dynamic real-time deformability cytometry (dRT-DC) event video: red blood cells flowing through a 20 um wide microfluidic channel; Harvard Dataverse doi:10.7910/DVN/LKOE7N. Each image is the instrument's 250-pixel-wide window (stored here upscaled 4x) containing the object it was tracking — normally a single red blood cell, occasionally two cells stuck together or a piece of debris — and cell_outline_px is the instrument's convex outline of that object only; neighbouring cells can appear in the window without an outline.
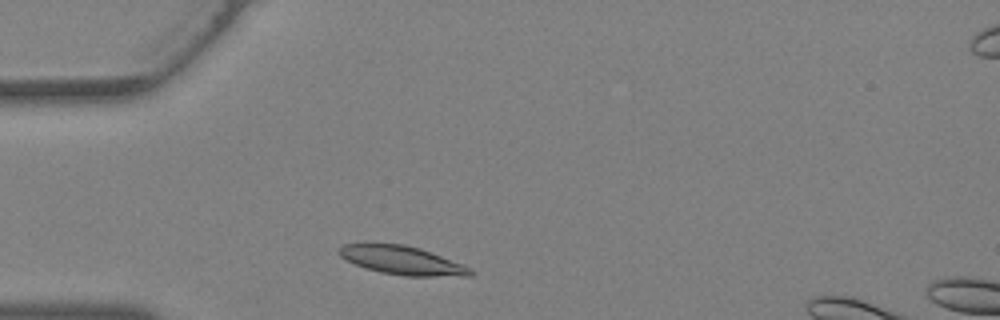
{"species": "Egyptian fruit bat (a non-hibernating species)", "species_latin": "Rousettus aegyptiacus", "temperature_condition": "warm", "stored_images_in_passage": 22, "camera_frame_rate_fps": 3000, "um_per_image_px": 0.085, "animal": {"sex": "female"}, "frame": {"image": 1, "passage_image": 2, "time_ms": 0.333, "image_size_px": [1000, 320], "cell_outline_px": [[476, 272], [472, 276], [404, 276], [380, 272], [356, 264], [340, 256], [336, 252], [344, 244], [404, 244], [420, 248], [472, 268]], "centroid_in_image_um": [34.23, 22.14], "position_along_channel_um": 50.8, "area_um2": 21.62}}
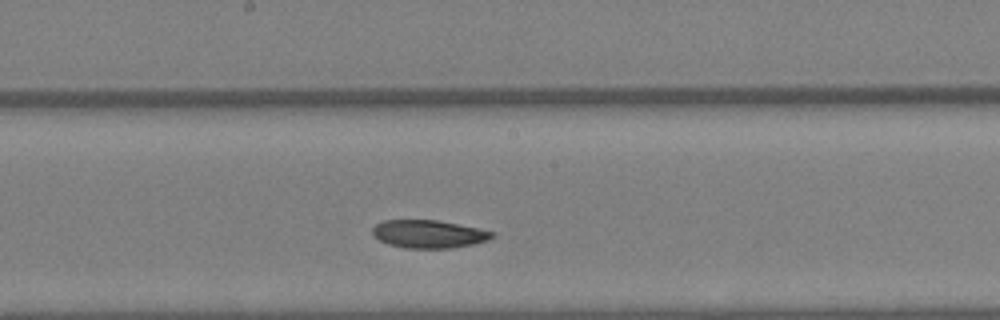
{"frame": {"image": 2, "passage_image": 12, "time_ms": 3.667, "image_size_px": [1000, 320], "cell_outline_px": [[496, 236], [488, 240], [472, 244], [452, 248], [404, 248], [388, 244], [372, 236], [372, 228], [376, 224], [384, 220], [436, 220], [480, 228], [492, 232]], "centroid_in_image_um": [36.42, 19.89], "position_along_channel_um": 211.8, "area_um2": 19.54}}
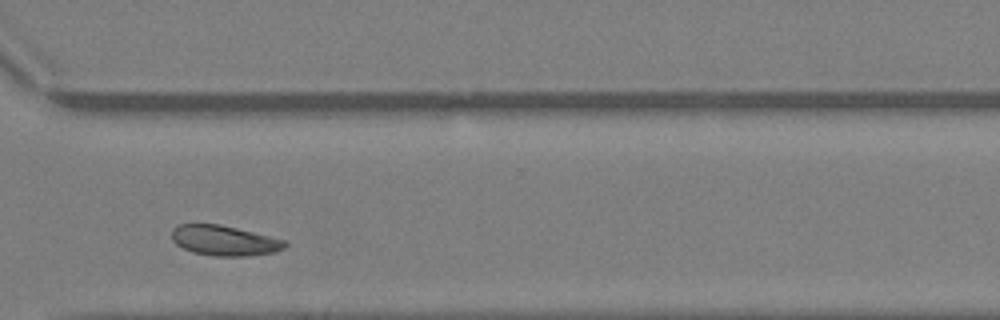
{"frame": {"image": 3, "passage_image": 20, "time_ms": 6.333, "image_size_px": [1000, 320], "cell_outline_px": [[288, 244], [284, 248], [276, 252], [248, 256], [212, 256], [192, 252], [176, 244], [172, 240], [172, 228], [176, 224], [220, 224], [288, 240]], "centroid_in_image_um": [19.09, 20.44], "position_along_channel_um": 351.5, "area_um2": 20.17}}